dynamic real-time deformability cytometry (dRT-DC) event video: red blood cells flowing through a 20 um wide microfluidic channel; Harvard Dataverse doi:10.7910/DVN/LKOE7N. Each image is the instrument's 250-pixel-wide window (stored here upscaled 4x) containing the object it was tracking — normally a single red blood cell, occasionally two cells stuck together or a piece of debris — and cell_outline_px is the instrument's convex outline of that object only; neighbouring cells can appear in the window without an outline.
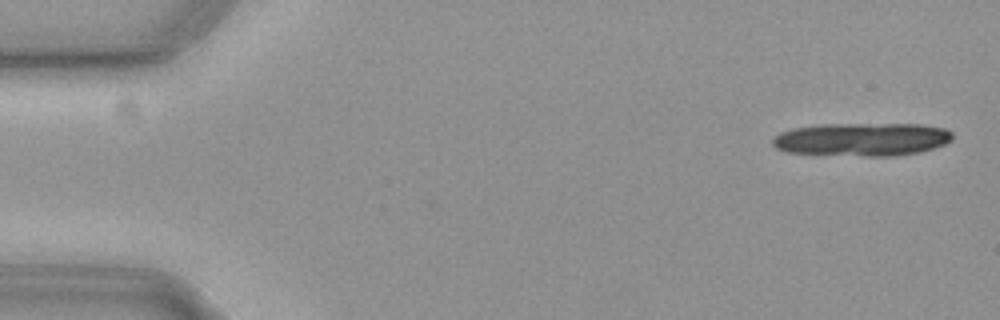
{"species": "common noctule bat (a hibernating species)", "species_latin": "Nyctalus noctula", "temperature_condition": "cold", "stored_images_in_passage": 19, "camera_frame_rate_fps": 3000, "um_per_image_px": 0.085, "animal": {"sex": "female", "body_mass_g": 19.3, "forearm_length_mm": 54.1}, "frame": {"image": 1, "passage_image": 2, "time_ms": 0.333, "image_size_px": [1000, 320], "cell_outline_px": [[952, 140], [944, 144], [920, 152], [896, 156], [864, 156], [788, 152], [776, 148], [772, 144], [772, 140], [780, 132], [796, 128], [820, 124], [924, 124], [944, 128], [952, 132]], "centroid_in_image_um": [73.3, 11.84], "position_along_channel_um": 11.7, "area_um2": 34.8}}